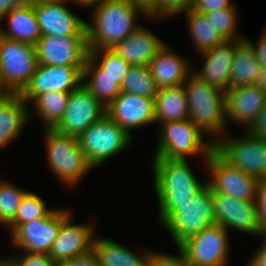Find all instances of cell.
Here are the masks:
<instances>
[{
	"label": "cell",
	"mask_w": 266,
	"mask_h": 266,
	"mask_svg": "<svg viewBox=\"0 0 266 266\" xmlns=\"http://www.w3.org/2000/svg\"><path fill=\"white\" fill-rule=\"evenodd\" d=\"M263 237V238H262ZM263 242L246 266H266V234L260 237Z\"/></svg>",
	"instance_id": "obj_45"
},
{
	"label": "cell",
	"mask_w": 266,
	"mask_h": 266,
	"mask_svg": "<svg viewBox=\"0 0 266 266\" xmlns=\"http://www.w3.org/2000/svg\"><path fill=\"white\" fill-rule=\"evenodd\" d=\"M65 3L70 0L34 4L42 36H86L87 21L72 13Z\"/></svg>",
	"instance_id": "obj_18"
},
{
	"label": "cell",
	"mask_w": 266,
	"mask_h": 266,
	"mask_svg": "<svg viewBox=\"0 0 266 266\" xmlns=\"http://www.w3.org/2000/svg\"><path fill=\"white\" fill-rule=\"evenodd\" d=\"M215 223L254 236H263L257 201H243L228 194L212 192Z\"/></svg>",
	"instance_id": "obj_13"
},
{
	"label": "cell",
	"mask_w": 266,
	"mask_h": 266,
	"mask_svg": "<svg viewBox=\"0 0 266 266\" xmlns=\"http://www.w3.org/2000/svg\"><path fill=\"white\" fill-rule=\"evenodd\" d=\"M43 132L49 170L65 186L76 187L94 169L80 148L77 136L62 134L54 128H45Z\"/></svg>",
	"instance_id": "obj_4"
},
{
	"label": "cell",
	"mask_w": 266,
	"mask_h": 266,
	"mask_svg": "<svg viewBox=\"0 0 266 266\" xmlns=\"http://www.w3.org/2000/svg\"><path fill=\"white\" fill-rule=\"evenodd\" d=\"M89 56L100 66V74H106L120 86L131 65L119 56L112 48L89 49Z\"/></svg>",
	"instance_id": "obj_33"
},
{
	"label": "cell",
	"mask_w": 266,
	"mask_h": 266,
	"mask_svg": "<svg viewBox=\"0 0 266 266\" xmlns=\"http://www.w3.org/2000/svg\"><path fill=\"white\" fill-rule=\"evenodd\" d=\"M35 47L42 65L84 67L89 56L87 36L43 35Z\"/></svg>",
	"instance_id": "obj_14"
},
{
	"label": "cell",
	"mask_w": 266,
	"mask_h": 266,
	"mask_svg": "<svg viewBox=\"0 0 266 266\" xmlns=\"http://www.w3.org/2000/svg\"><path fill=\"white\" fill-rule=\"evenodd\" d=\"M71 214L61 223L59 234L53 242L49 257L57 264L77 255L84 254L92 249L96 235L93 224H74Z\"/></svg>",
	"instance_id": "obj_19"
},
{
	"label": "cell",
	"mask_w": 266,
	"mask_h": 266,
	"mask_svg": "<svg viewBox=\"0 0 266 266\" xmlns=\"http://www.w3.org/2000/svg\"><path fill=\"white\" fill-rule=\"evenodd\" d=\"M257 206L262 229L266 232V177L259 179Z\"/></svg>",
	"instance_id": "obj_41"
},
{
	"label": "cell",
	"mask_w": 266,
	"mask_h": 266,
	"mask_svg": "<svg viewBox=\"0 0 266 266\" xmlns=\"http://www.w3.org/2000/svg\"><path fill=\"white\" fill-rule=\"evenodd\" d=\"M262 73L261 63L246 39L236 40L231 68L230 89L257 84Z\"/></svg>",
	"instance_id": "obj_27"
},
{
	"label": "cell",
	"mask_w": 266,
	"mask_h": 266,
	"mask_svg": "<svg viewBox=\"0 0 266 266\" xmlns=\"http://www.w3.org/2000/svg\"><path fill=\"white\" fill-rule=\"evenodd\" d=\"M121 91L155 98L158 90L149 66H131L121 84Z\"/></svg>",
	"instance_id": "obj_32"
},
{
	"label": "cell",
	"mask_w": 266,
	"mask_h": 266,
	"mask_svg": "<svg viewBox=\"0 0 266 266\" xmlns=\"http://www.w3.org/2000/svg\"><path fill=\"white\" fill-rule=\"evenodd\" d=\"M248 131L257 137L266 140V105L261 109L256 121L252 124Z\"/></svg>",
	"instance_id": "obj_43"
},
{
	"label": "cell",
	"mask_w": 266,
	"mask_h": 266,
	"mask_svg": "<svg viewBox=\"0 0 266 266\" xmlns=\"http://www.w3.org/2000/svg\"><path fill=\"white\" fill-rule=\"evenodd\" d=\"M51 1H62V0H26L27 3H41V2H51Z\"/></svg>",
	"instance_id": "obj_52"
},
{
	"label": "cell",
	"mask_w": 266,
	"mask_h": 266,
	"mask_svg": "<svg viewBox=\"0 0 266 266\" xmlns=\"http://www.w3.org/2000/svg\"><path fill=\"white\" fill-rule=\"evenodd\" d=\"M157 147L153 157L187 159L201 155L206 161L214 150L212 139L207 141L204 134L189 120L170 121L158 125ZM187 157V158H186Z\"/></svg>",
	"instance_id": "obj_5"
},
{
	"label": "cell",
	"mask_w": 266,
	"mask_h": 266,
	"mask_svg": "<svg viewBox=\"0 0 266 266\" xmlns=\"http://www.w3.org/2000/svg\"><path fill=\"white\" fill-rule=\"evenodd\" d=\"M47 204L36 193L28 191L21 200L16 211L15 220L8 226L10 233L20 224L50 215L54 209L47 208Z\"/></svg>",
	"instance_id": "obj_35"
},
{
	"label": "cell",
	"mask_w": 266,
	"mask_h": 266,
	"mask_svg": "<svg viewBox=\"0 0 266 266\" xmlns=\"http://www.w3.org/2000/svg\"><path fill=\"white\" fill-rule=\"evenodd\" d=\"M0 266H13L6 257H0Z\"/></svg>",
	"instance_id": "obj_51"
},
{
	"label": "cell",
	"mask_w": 266,
	"mask_h": 266,
	"mask_svg": "<svg viewBox=\"0 0 266 266\" xmlns=\"http://www.w3.org/2000/svg\"><path fill=\"white\" fill-rule=\"evenodd\" d=\"M14 93L9 89V87L5 84L4 80L2 79V75L0 73V101L8 99Z\"/></svg>",
	"instance_id": "obj_48"
},
{
	"label": "cell",
	"mask_w": 266,
	"mask_h": 266,
	"mask_svg": "<svg viewBox=\"0 0 266 266\" xmlns=\"http://www.w3.org/2000/svg\"><path fill=\"white\" fill-rule=\"evenodd\" d=\"M189 36L193 42V47L199 53L214 48L226 41L216 30L207 16L189 9L185 13Z\"/></svg>",
	"instance_id": "obj_30"
},
{
	"label": "cell",
	"mask_w": 266,
	"mask_h": 266,
	"mask_svg": "<svg viewBox=\"0 0 266 266\" xmlns=\"http://www.w3.org/2000/svg\"><path fill=\"white\" fill-rule=\"evenodd\" d=\"M38 66L36 47L0 36V73L14 94L29 83Z\"/></svg>",
	"instance_id": "obj_10"
},
{
	"label": "cell",
	"mask_w": 266,
	"mask_h": 266,
	"mask_svg": "<svg viewBox=\"0 0 266 266\" xmlns=\"http://www.w3.org/2000/svg\"><path fill=\"white\" fill-rule=\"evenodd\" d=\"M184 120H189V110L183 85L159 90L155 97V123Z\"/></svg>",
	"instance_id": "obj_28"
},
{
	"label": "cell",
	"mask_w": 266,
	"mask_h": 266,
	"mask_svg": "<svg viewBox=\"0 0 266 266\" xmlns=\"http://www.w3.org/2000/svg\"><path fill=\"white\" fill-rule=\"evenodd\" d=\"M244 131L241 137H215L214 150L233 167L258 179L265 178L266 140Z\"/></svg>",
	"instance_id": "obj_8"
},
{
	"label": "cell",
	"mask_w": 266,
	"mask_h": 266,
	"mask_svg": "<svg viewBox=\"0 0 266 266\" xmlns=\"http://www.w3.org/2000/svg\"><path fill=\"white\" fill-rule=\"evenodd\" d=\"M18 255L7 256L6 258L13 266H56L57 264L43 253L21 252Z\"/></svg>",
	"instance_id": "obj_38"
},
{
	"label": "cell",
	"mask_w": 266,
	"mask_h": 266,
	"mask_svg": "<svg viewBox=\"0 0 266 266\" xmlns=\"http://www.w3.org/2000/svg\"><path fill=\"white\" fill-rule=\"evenodd\" d=\"M165 42L140 25L112 49L131 66L149 65Z\"/></svg>",
	"instance_id": "obj_23"
},
{
	"label": "cell",
	"mask_w": 266,
	"mask_h": 266,
	"mask_svg": "<svg viewBox=\"0 0 266 266\" xmlns=\"http://www.w3.org/2000/svg\"><path fill=\"white\" fill-rule=\"evenodd\" d=\"M78 6L85 7V8H93L103 2L104 0H70ZM90 6V7H89Z\"/></svg>",
	"instance_id": "obj_49"
},
{
	"label": "cell",
	"mask_w": 266,
	"mask_h": 266,
	"mask_svg": "<svg viewBox=\"0 0 266 266\" xmlns=\"http://www.w3.org/2000/svg\"><path fill=\"white\" fill-rule=\"evenodd\" d=\"M228 232L215 223L184 242L178 252L190 266H226L230 256Z\"/></svg>",
	"instance_id": "obj_9"
},
{
	"label": "cell",
	"mask_w": 266,
	"mask_h": 266,
	"mask_svg": "<svg viewBox=\"0 0 266 266\" xmlns=\"http://www.w3.org/2000/svg\"><path fill=\"white\" fill-rule=\"evenodd\" d=\"M211 177L207 184L212 192L228 194L243 201H256L259 179L225 161L213 150L203 163Z\"/></svg>",
	"instance_id": "obj_11"
},
{
	"label": "cell",
	"mask_w": 266,
	"mask_h": 266,
	"mask_svg": "<svg viewBox=\"0 0 266 266\" xmlns=\"http://www.w3.org/2000/svg\"><path fill=\"white\" fill-rule=\"evenodd\" d=\"M70 92L50 91L38 95L32 102L35 116L44 122V128H54L64 116Z\"/></svg>",
	"instance_id": "obj_31"
},
{
	"label": "cell",
	"mask_w": 266,
	"mask_h": 266,
	"mask_svg": "<svg viewBox=\"0 0 266 266\" xmlns=\"http://www.w3.org/2000/svg\"><path fill=\"white\" fill-rule=\"evenodd\" d=\"M27 103L19 94L0 101V150L15 142L30 120Z\"/></svg>",
	"instance_id": "obj_24"
},
{
	"label": "cell",
	"mask_w": 266,
	"mask_h": 266,
	"mask_svg": "<svg viewBox=\"0 0 266 266\" xmlns=\"http://www.w3.org/2000/svg\"><path fill=\"white\" fill-rule=\"evenodd\" d=\"M205 15L225 40L245 39V36H241L237 31L238 14L235 5L231 8L212 11Z\"/></svg>",
	"instance_id": "obj_36"
},
{
	"label": "cell",
	"mask_w": 266,
	"mask_h": 266,
	"mask_svg": "<svg viewBox=\"0 0 266 266\" xmlns=\"http://www.w3.org/2000/svg\"><path fill=\"white\" fill-rule=\"evenodd\" d=\"M194 0H158L157 8L148 16V19H165L185 13L192 8Z\"/></svg>",
	"instance_id": "obj_37"
},
{
	"label": "cell",
	"mask_w": 266,
	"mask_h": 266,
	"mask_svg": "<svg viewBox=\"0 0 266 266\" xmlns=\"http://www.w3.org/2000/svg\"><path fill=\"white\" fill-rule=\"evenodd\" d=\"M236 40H226L212 49L199 53L203 66L192 74L208 85L224 91L230 89L231 68L235 54Z\"/></svg>",
	"instance_id": "obj_20"
},
{
	"label": "cell",
	"mask_w": 266,
	"mask_h": 266,
	"mask_svg": "<svg viewBox=\"0 0 266 266\" xmlns=\"http://www.w3.org/2000/svg\"><path fill=\"white\" fill-rule=\"evenodd\" d=\"M82 84L105 108L122 92L116 79L100 74V66L90 56L83 68Z\"/></svg>",
	"instance_id": "obj_29"
},
{
	"label": "cell",
	"mask_w": 266,
	"mask_h": 266,
	"mask_svg": "<svg viewBox=\"0 0 266 266\" xmlns=\"http://www.w3.org/2000/svg\"><path fill=\"white\" fill-rule=\"evenodd\" d=\"M152 159L153 185L159 206L157 221L162 225L179 205L191 200L207 181L196 178L187 159Z\"/></svg>",
	"instance_id": "obj_1"
},
{
	"label": "cell",
	"mask_w": 266,
	"mask_h": 266,
	"mask_svg": "<svg viewBox=\"0 0 266 266\" xmlns=\"http://www.w3.org/2000/svg\"><path fill=\"white\" fill-rule=\"evenodd\" d=\"M26 3V0H0V23L14 8Z\"/></svg>",
	"instance_id": "obj_46"
},
{
	"label": "cell",
	"mask_w": 266,
	"mask_h": 266,
	"mask_svg": "<svg viewBox=\"0 0 266 266\" xmlns=\"http://www.w3.org/2000/svg\"><path fill=\"white\" fill-rule=\"evenodd\" d=\"M77 138L93 168L120 154L132 142V136L107 115L90 125Z\"/></svg>",
	"instance_id": "obj_7"
},
{
	"label": "cell",
	"mask_w": 266,
	"mask_h": 266,
	"mask_svg": "<svg viewBox=\"0 0 266 266\" xmlns=\"http://www.w3.org/2000/svg\"><path fill=\"white\" fill-rule=\"evenodd\" d=\"M148 266H190L186 259L179 253L173 254L154 252L149 260Z\"/></svg>",
	"instance_id": "obj_39"
},
{
	"label": "cell",
	"mask_w": 266,
	"mask_h": 266,
	"mask_svg": "<svg viewBox=\"0 0 266 266\" xmlns=\"http://www.w3.org/2000/svg\"><path fill=\"white\" fill-rule=\"evenodd\" d=\"M70 214V209L56 208L46 217L20 224L10 233L11 242L22 252L48 254L61 223Z\"/></svg>",
	"instance_id": "obj_12"
},
{
	"label": "cell",
	"mask_w": 266,
	"mask_h": 266,
	"mask_svg": "<svg viewBox=\"0 0 266 266\" xmlns=\"http://www.w3.org/2000/svg\"><path fill=\"white\" fill-rule=\"evenodd\" d=\"M215 224L212 189L206 184L191 200L179 208L162 224L177 249L188 239Z\"/></svg>",
	"instance_id": "obj_6"
},
{
	"label": "cell",
	"mask_w": 266,
	"mask_h": 266,
	"mask_svg": "<svg viewBox=\"0 0 266 266\" xmlns=\"http://www.w3.org/2000/svg\"><path fill=\"white\" fill-rule=\"evenodd\" d=\"M264 30L265 31L262 34H260L261 36L256 44H253L247 37H245V39L253 47L255 56L258 59V61L261 63V66L266 65V29Z\"/></svg>",
	"instance_id": "obj_44"
},
{
	"label": "cell",
	"mask_w": 266,
	"mask_h": 266,
	"mask_svg": "<svg viewBox=\"0 0 266 266\" xmlns=\"http://www.w3.org/2000/svg\"><path fill=\"white\" fill-rule=\"evenodd\" d=\"M106 115L133 137L132 129L155 124V98L121 92Z\"/></svg>",
	"instance_id": "obj_17"
},
{
	"label": "cell",
	"mask_w": 266,
	"mask_h": 266,
	"mask_svg": "<svg viewBox=\"0 0 266 266\" xmlns=\"http://www.w3.org/2000/svg\"><path fill=\"white\" fill-rule=\"evenodd\" d=\"M233 6L234 4L230 0H194L191 9L205 15L212 11L231 8Z\"/></svg>",
	"instance_id": "obj_40"
},
{
	"label": "cell",
	"mask_w": 266,
	"mask_h": 266,
	"mask_svg": "<svg viewBox=\"0 0 266 266\" xmlns=\"http://www.w3.org/2000/svg\"><path fill=\"white\" fill-rule=\"evenodd\" d=\"M91 9V23L86 22L89 49L113 48L141 25L136 22L139 14L148 17L130 0H104Z\"/></svg>",
	"instance_id": "obj_2"
},
{
	"label": "cell",
	"mask_w": 266,
	"mask_h": 266,
	"mask_svg": "<svg viewBox=\"0 0 266 266\" xmlns=\"http://www.w3.org/2000/svg\"><path fill=\"white\" fill-rule=\"evenodd\" d=\"M27 192L6 179H0V224L8 227L15 220L16 211Z\"/></svg>",
	"instance_id": "obj_34"
},
{
	"label": "cell",
	"mask_w": 266,
	"mask_h": 266,
	"mask_svg": "<svg viewBox=\"0 0 266 266\" xmlns=\"http://www.w3.org/2000/svg\"><path fill=\"white\" fill-rule=\"evenodd\" d=\"M257 85L266 92V65H262V73L257 82Z\"/></svg>",
	"instance_id": "obj_50"
},
{
	"label": "cell",
	"mask_w": 266,
	"mask_h": 266,
	"mask_svg": "<svg viewBox=\"0 0 266 266\" xmlns=\"http://www.w3.org/2000/svg\"><path fill=\"white\" fill-rule=\"evenodd\" d=\"M136 7L140 8L149 16L156 8L158 0H130Z\"/></svg>",
	"instance_id": "obj_47"
},
{
	"label": "cell",
	"mask_w": 266,
	"mask_h": 266,
	"mask_svg": "<svg viewBox=\"0 0 266 266\" xmlns=\"http://www.w3.org/2000/svg\"><path fill=\"white\" fill-rule=\"evenodd\" d=\"M106 115V108L82 84L70 92L64 116L54 129L62 134L79 136Z\"/></svg>",
	"instance_id": "obj_15"
},
{
	"label": "cell",
	"mask_w": 266,
	"mask_h": 266,
	"mask_svg": "<svg viewBox=\"0 0 266 266\" xmlns=\"http://www.w3.org/2000/svg\"><path fill=\"white\" fill-rule=\"evenodd\" d=\"M63 266H101L98 257L93 249L90 251L70 258L62 264Z\"/></svg>",
	"instance_id": "obj_42"
},
{
	"label": "cell",
	"mask_w": 266,
	"mask_h": 266,
	"mask_svg": "<svg viewBox=\"0 0 266 266\" xmlns=\"http://www.w3.org/2000/svg\"><path fill=\"white\" fill-rule=\"evenodd\" d=\"M189 63L165 43L148 65L157 90L182 85L192 74Z\"/></svg>",
	"instance_id": "obj_22"
},
{
	"label": "cell",
	"mask_w": 266,
	"mask_h": 266,
	"mask_svg": "<svg viewBox=\"0 0 266 266\" xmlns=\"http://www.w3.org/2000/svg\"><path fill=\"white\" fill-rule=\"evenodd\" d=\"M226 123L234 121L248 130L266 105V92L257 84L229 89L225 93Z\"/></svg>",
	"instance_id": "obj_21"
},
{
	"label": "cell",
	"mask_w": 266,
	"mask_h": 266,
	"mask_svg": "<svg viewBox=\"0 0 266 266\" xmlns=\"http://www.w3.org/2000/svg\"><path fill=\"white\" fill-rule=\"evenodd\" d=\"M182 85L186 92L189 119L205 136L220 135L219 138H222L227 129L225 92L193 74Z\"/></svg>",
	"instance_id": "obj_3"
},
{
	"label": "cell",
	"mask_w": 266,
	"mask_h": 266,
	"mask_svg": "<svg viewBox=\"0 0 266 266\" xmlns=\"http://www.w3.org/2000/svg\"><path fill=\"white\" fill-rule=\"evenodd\" d=\"M83 68L38 64L29 83L19 95L29 104L38 95L50 91L71 92L82 85Z\"/></svg>",
	"instance_id": "obj_16"
},
{
	"label": "cell",
	"mask_w": 266,
	"mask_h": 266,
	"mask_svg": "<svg viewBox=\"0 0 266 266\" xmlns=\"http://www.w3.org/2000/svg\"><path fill=\"white\" fill-rule=\"evenodd\" d=\"M95 235L92 249L96 253L101 266H148L152 251L141 252L138 255L127 247L109 238H98Z\"/></svg>",
	"instance_id": "obj_26"
},
{
	"label": "cell",
	"mask_w": 266,
	"mask_h": 266,
	"mask_svg": "<svg viewBox=\"0 0 266 266\" xmlns=\"http://www.w3.org/2000/svg\"><path fill=\"white\" fill-rule=\"evenodd\" d=\"M5 19L8 21L7 29L0 26V36L34 46L42 36L32 3L26 2L14 8L3 20Z\"/></svg>",
	"instance_id": "obj_25"
}]
</instances>
